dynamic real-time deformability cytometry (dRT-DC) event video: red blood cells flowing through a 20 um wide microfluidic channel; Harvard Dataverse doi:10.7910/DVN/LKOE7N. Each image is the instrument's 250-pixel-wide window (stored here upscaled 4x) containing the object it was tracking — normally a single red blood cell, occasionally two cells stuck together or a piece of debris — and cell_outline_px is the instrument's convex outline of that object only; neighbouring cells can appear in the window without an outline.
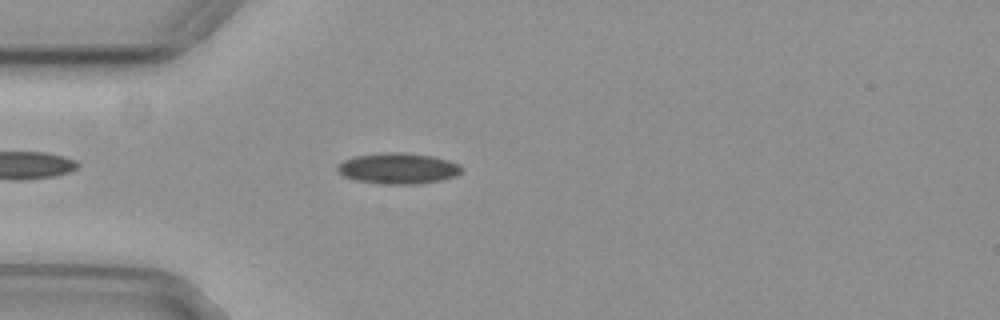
{"species": "common noctule bat (a hibernating species)", "species_latin": "Nyctalus noctula", "temperature_condition": "cold", "stored_images_in_passage": 38, "camera_frame_rate_fps": 3000, "um_per_image_px": 0.085, "animal": {"sex": "female", "body_mass_g": 29.2, "forearm_length_mm": 56.3}, "frame": {"image": 1, "passage_image": 1, "time_ms": 0.0, "image_size_px": [1000, 320], "cell_outline_px": [[464, 168], [456, 176], [440, 180], [416, 184], [380, 184], [356, 180], [344, 176], [336, 168], [344, 160], [356, 156], [384, 152], [396, 152], [432, 156], [448, 160], [460, 164]], "centroid_in_image_um": [33.87, 14.32], "position_along_channel_um": 51.1, "area_um2": 22.2}}
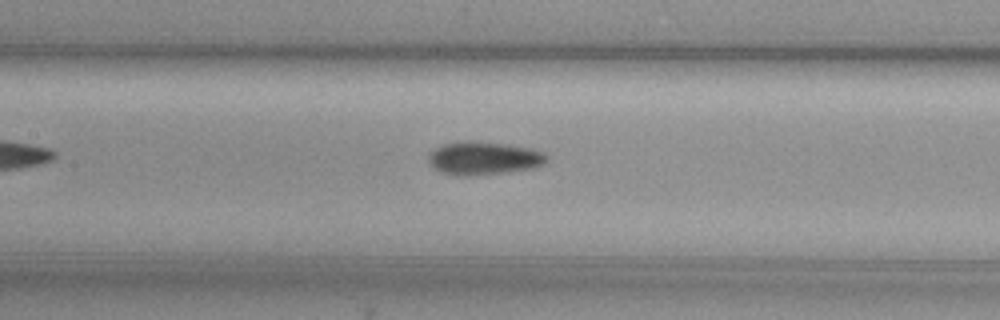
{"frame": {"image": 2, "passage_image": 11, "time_ms": 3.333, "image_size_px": [1000, 320], "cell_outline_px": [[548, 160], [544, 164], [536, 168], [508, 172], [464, 176], [456, 176], [440, 172], [428, 160], [428, 156], [436, 148], [444, 144], [468, 140], [500, 144], [528, 148], [544, 152]], "centroid_in_image_um": [41.14, 13.46], "position_along_channel_um": 166.3, "area_um2": 22.6}}
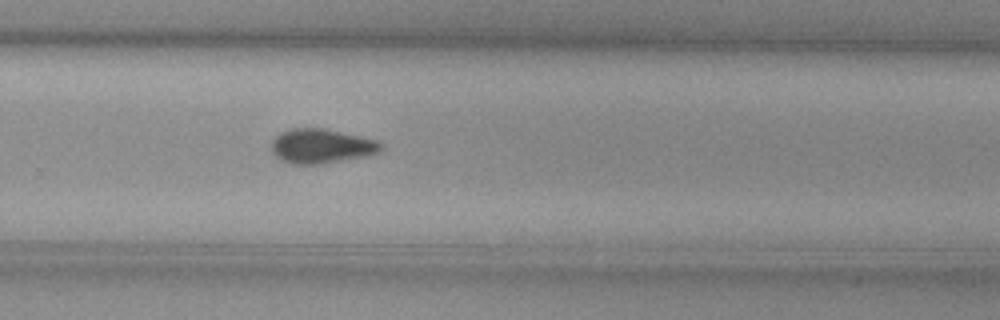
{"frame": {"image": 3, "passage_image": 22, "time_ms": 7.0, "image_size_px": [1000, 320], "cell_outline_px": [[384, 148], [380, 152], [364, 156], [324, 164], [288, 164], [280, 160], [272, 152], [272, 140], [280, 132], [292, 128], [324, 128], [360, 136], [376, 140], [384, 144]], "centroid_in_image_um": [27.31, 12.42], "position_along_channel_um": 302.5, "area_um2": 22.2}, "authors_computed_cell_mechanics": {"area_um2": 21.8195, "velocity_mm_per_s": 3.7346, "shape_relaxation_time_tau1_ms": 5.8977, "shape_relaxation_time_tau2_ms": null, "deformation_change_tau1": 0.1213, "deformation_change_tau2": null}}